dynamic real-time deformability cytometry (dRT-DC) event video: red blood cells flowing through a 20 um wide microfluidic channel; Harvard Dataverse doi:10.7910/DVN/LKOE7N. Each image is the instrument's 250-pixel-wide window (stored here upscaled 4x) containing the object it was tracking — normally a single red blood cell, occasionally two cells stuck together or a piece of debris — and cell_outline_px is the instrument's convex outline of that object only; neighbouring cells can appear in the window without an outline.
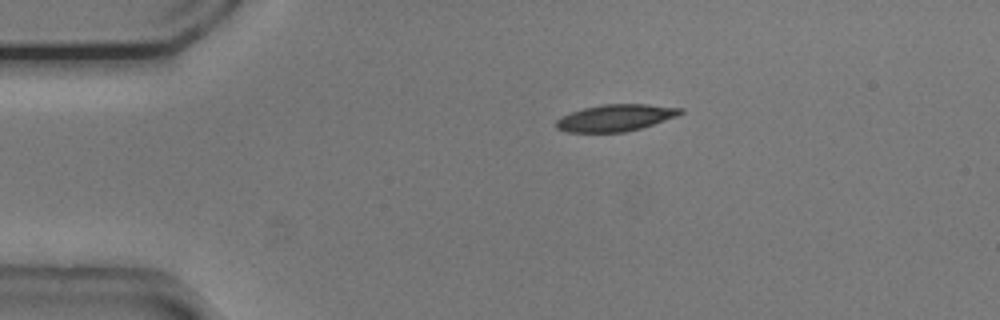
{"species": "common noctule bat (a hibernating species)", "species_latin": "Nyctalus noctula", "temperature_condition": "cold", "stored_images_in_passage": 44, "camera_frame_rate_fps": 3000, "um_per_image_px": 0.085, "animal": {"sex": "male", "body_mass_g": 20.5, "forearm_length_mm": 52.5}, "frame": {"image": 1, "passage_image": 1, "time_ms": 0.0, "image_size_px": [1000, 320], "cell_outline_px": [[684, 112], [676, 116], [640, 128], [624, 132], [568, 132], [556, 128], [556, 120], [572, 112], [584, 108], [604, 104], [648, 104], [684, 108]], "centroid_in_image_um": [52.34, 10.01], "position_along_channel_um": 32.7, "area_um2": 19.13}}
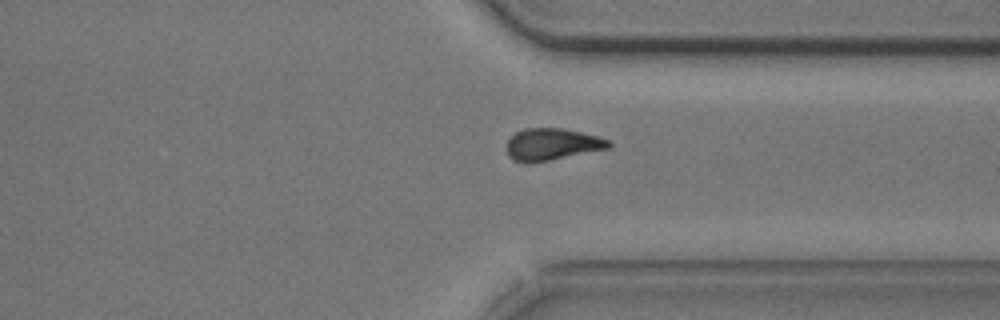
{"frame": {"image": 2, "passage_image": 31, "time_ms": 10.0, "image_size_px": [1000, 320], "cell_outline_px": [[612, 148], [528, 164], [524, 164], [512, 160], [508, 156], [508, 140], [516, 132], [524, 128], [560, 128], [580, 132], [596, 136], [608, 140], [612, 144]], "centroid_in_image_um": [46.91, 12.29], "position_along_channel_um": 364.5, "area_um2": 19.02}}
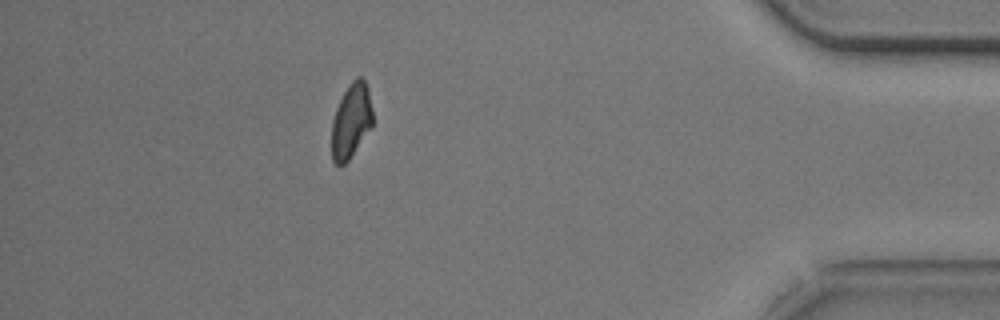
{"frame": {"image": 3, "passage_image": 38, "time_ms": 12.333, "image_size_px": [1000, 320], "cell_outline_px": [[372, 124], [348, 160], [340, 168], [332, 160], [332, 120], [336, 108], [348, 84], [356, 76], [360, 76], [364, 80], [368, 88], [372, 108]], "centroid_in_image_um": [29.83, 10.25], "position_along_channel_um": 405.4, "area_um2": 17.63}, "authors_computed_cell_mechanics": {"area_um2": 19.6809, "velocity_mm_per_s": 3.7449, "shape_relaxation_time_tau1_ms": 3.1452, "shape_relaxation_time_tau2_ms": null, "deformation_change_tau1": 0.1317, "deformation_change_tau2": null}}